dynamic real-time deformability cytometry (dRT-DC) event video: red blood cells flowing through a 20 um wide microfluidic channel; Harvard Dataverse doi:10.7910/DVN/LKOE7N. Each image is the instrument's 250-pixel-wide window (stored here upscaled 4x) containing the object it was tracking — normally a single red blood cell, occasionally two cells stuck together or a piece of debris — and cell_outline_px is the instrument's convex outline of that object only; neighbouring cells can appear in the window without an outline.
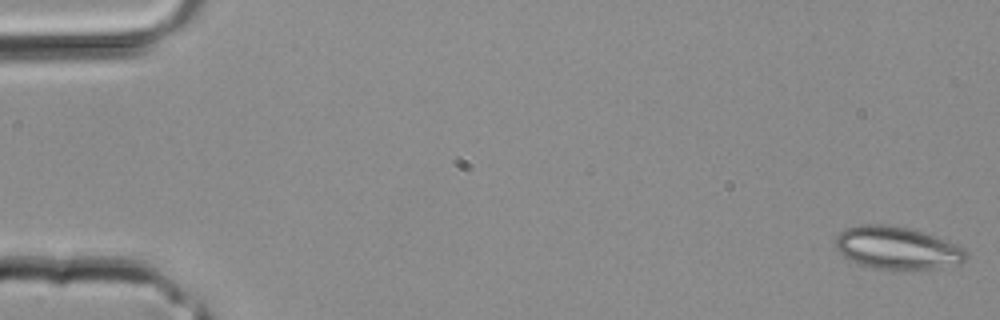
{"species": "common noctule bat (a hibernating species)", "species_latin": "Nyctalus noctula", "temperature_condition": "room temperature", "stored_images_in_passage": 3, "camera_frame_rate_fps": 3000, "um_per_image_px": 0.085, "animal": {"sex": "male", "body_mass_g": 20.4}, "frame": {"image": 1, "passage_image": 1, "time_ms": 0.0, "image_size_px": [1000, 320], "cell_outline_px": [[968, 256], [960, 264], [936, 268], [876, 268], [856, 264], [844, 256], [836, 248], [836, 236], [840, 232], [848, 228], [860, 224], [888, 224], [908, 228], [936, 236], [964, 248], [968, 252]], "centroid_in_image_um": [76.25, 21.06], "position_along_channel_um": 8.7, "area_um2": 32.14}}